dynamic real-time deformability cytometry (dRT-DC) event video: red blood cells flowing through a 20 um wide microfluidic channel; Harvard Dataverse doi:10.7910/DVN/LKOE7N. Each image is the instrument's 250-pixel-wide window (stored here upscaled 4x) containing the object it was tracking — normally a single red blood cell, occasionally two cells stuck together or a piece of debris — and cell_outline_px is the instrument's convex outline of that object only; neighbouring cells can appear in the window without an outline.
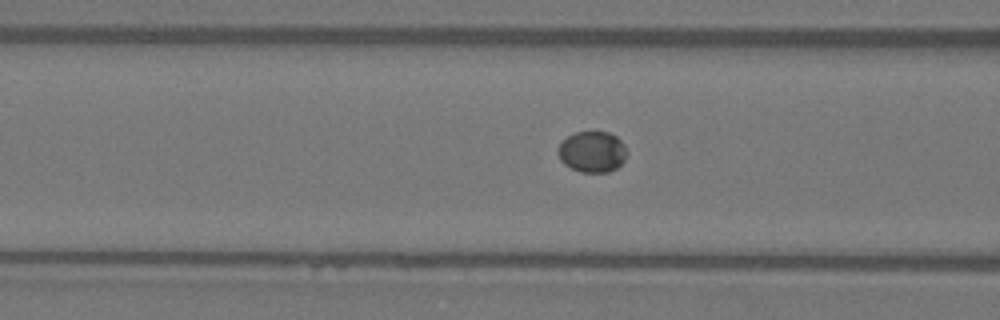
{"species": "Egyptian fruit bat (a non-hibernating species)", "species_latin": "Rousettus aegyptiacus", "temperature_condition": "warm", "stored_images_in_passage": 26, "camera_frame_rate_fps": 3000, "um_per_image_px": 0.085, "animal": {"sex": "female"}, "frame": {"image": 1, "passage_image": 6, "time_ms": 1.667, "image_size_px": [1000, 320], "cell_outline_px": [[628, 152], [624, 160], [616, 168], [608, 172], [580, 172], [564, 164], [560, 160], [556, 152], [556, 148], [560, 140], [576, 132], [608, 132], [616, 136], [624, 144]], "centroid_in_image_um": [50.3, 12.89], "position_along_channel_um": 116.3, "area_um2": 16.7}}
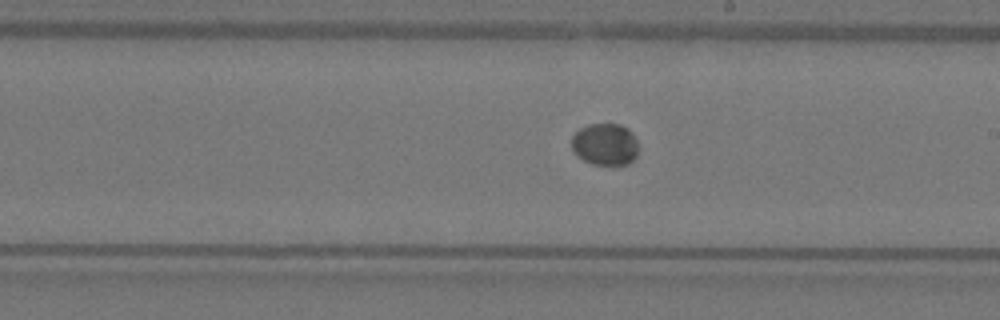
{"frame": {"image": 2, "passage_image": 15, "time_ms": 4.667, "image_size_px": [1000, 320], "cell_outline_px": [[636, 156], [628, 164], [592, 164], [576, 156], [572, 152], [572, 136], [580, 128], [588, 124], [620, 124], [628, 128], [632, 132], [636, 140]], "centroid_in_image_um": [51.4, 12.26], "position_along_channel_um": 237.6, "area_um2": 16.3}}
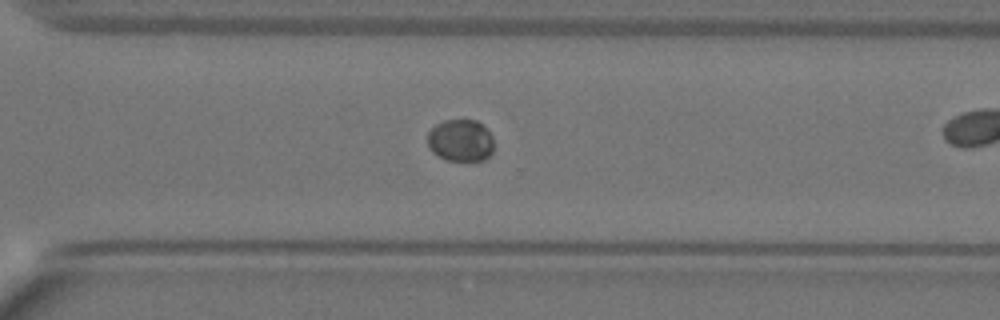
{"frame": {"image": 3, "passage_image": 22, "time_ms": 7.0, "image_size_px": [1000, 320], "cell_outline_px": [[492, 152], [484, 160], [448, 160], [432, 152], [428, 144], [428, 132], [436, 124], [444, 120], [476, 120], [484, 124], [492, 136]], "centroid_in_image_um": [39.16, 11.92], "position_along_channel_um": 331.4, "area_um2": 16.18}}